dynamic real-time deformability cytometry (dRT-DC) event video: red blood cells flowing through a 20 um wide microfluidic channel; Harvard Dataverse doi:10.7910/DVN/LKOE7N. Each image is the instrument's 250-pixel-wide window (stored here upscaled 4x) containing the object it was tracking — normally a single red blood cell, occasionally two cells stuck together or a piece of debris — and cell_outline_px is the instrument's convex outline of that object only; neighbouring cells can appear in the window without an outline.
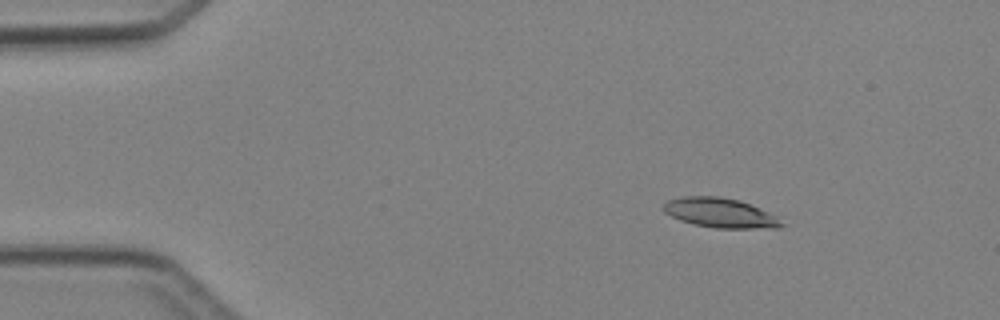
{"species": "Egyptian fruit bat (a non-hibernating species)", "species_latin": "Rousettus aegyptiacus", "temperature_condition": "cold", "stored_images_in_passage": 3, "camera_frame_rate_fps": 3000, "um_per_image_px": 0.085, "animal": {"sex": "female"}, "frame": {"image": 1, "passage_image": 2, "time_ms": 1.333, "image_size_px": [1000, 320], "cell_outline_px": [[784, 224], [780, 228], [716, 228], [692, 224], [680, 220], [664, 212], [660, 208], [668, 200], [684, 196], [720, 196], [740, 200], [760, 208], [776, 216]], "centroid_in_image_um": [61.2, 18.09], "position_along_channel_um": 23.8, "area_um2": 20.46}}